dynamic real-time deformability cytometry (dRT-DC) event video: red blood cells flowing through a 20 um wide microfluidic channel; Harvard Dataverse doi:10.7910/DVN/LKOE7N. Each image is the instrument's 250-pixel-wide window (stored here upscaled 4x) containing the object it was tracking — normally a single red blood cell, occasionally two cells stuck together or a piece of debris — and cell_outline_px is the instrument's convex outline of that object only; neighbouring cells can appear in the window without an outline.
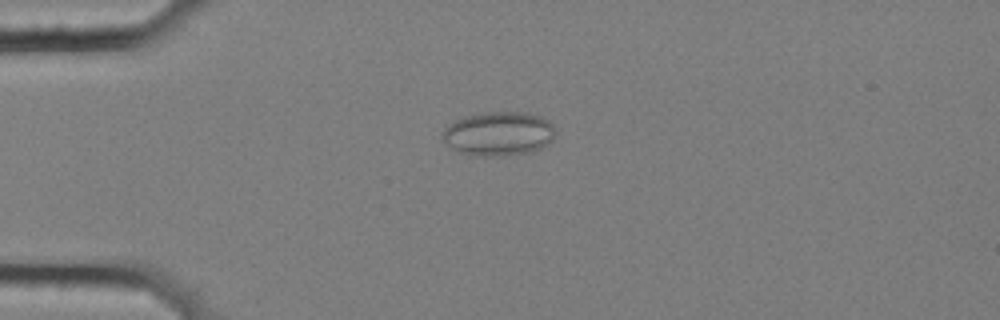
{"species": "common noctule bat (a hibernating species)", "species_latin": "Nyctalus noctula", "temperature_condition": "cold", "stored_images_in_passage": 4, "camera_frame_rate_fps": 3000, "um_per_image_px": 0.085, "animal": {"sex": "female", "body_mass_g": 25.1}, "frame": {"image": 1, "passage_image": 3, "time_ms": 0.667, "image_size_px": [1000, 320], "cell_outline_px": [[556, 132], [552, 140], [548, 144], [532, 152], [508, 156], [484, 156], [460, 152], [452, 148], [440, 136], [440, 132], [448, 124], [464, 116], [488, 112], [528, 112], [540, 116], [548, 120], [556, 128]], "centroid_in_image_um": [42.4, 11.36], "position_along_channel_um": 42.6, "area_um2": 29.3}}